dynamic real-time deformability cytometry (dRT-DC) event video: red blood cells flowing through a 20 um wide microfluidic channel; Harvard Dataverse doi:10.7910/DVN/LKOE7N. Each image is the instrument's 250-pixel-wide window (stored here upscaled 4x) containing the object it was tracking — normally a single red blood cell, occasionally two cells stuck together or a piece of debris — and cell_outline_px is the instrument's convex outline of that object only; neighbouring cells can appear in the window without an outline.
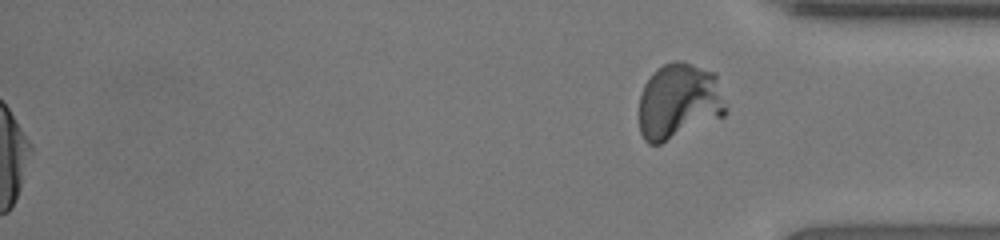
{"species": "human", "species_latin": "Homo sapiens", "temperature_condition": "room temperature", "stored_images_in_passage": 51, "segment_of_instrument_passage": [2, 2], "camera_frame_rate_fps": 3000, "um_per_image_px": 0.085, "donor": {"sex": "female"}, "frame": {"image": 1, "passage_image": 51, "time_ms": 16.667, "image_size_px": [1000, 240], "cell_outline_px": [[728, 112], [724, 116], [660, 144], [648, 144], [644, 140], [640, 132], [640, 96], [644, 84], [652, 72], [656, 68], [664, 64], [676, 60], [680, 60], [716, 72], [728, 104]], "centroid_in_image_um": [57.75, 8.6], "position_along_channel_um": 377.4, "area_um2": 39.07}}